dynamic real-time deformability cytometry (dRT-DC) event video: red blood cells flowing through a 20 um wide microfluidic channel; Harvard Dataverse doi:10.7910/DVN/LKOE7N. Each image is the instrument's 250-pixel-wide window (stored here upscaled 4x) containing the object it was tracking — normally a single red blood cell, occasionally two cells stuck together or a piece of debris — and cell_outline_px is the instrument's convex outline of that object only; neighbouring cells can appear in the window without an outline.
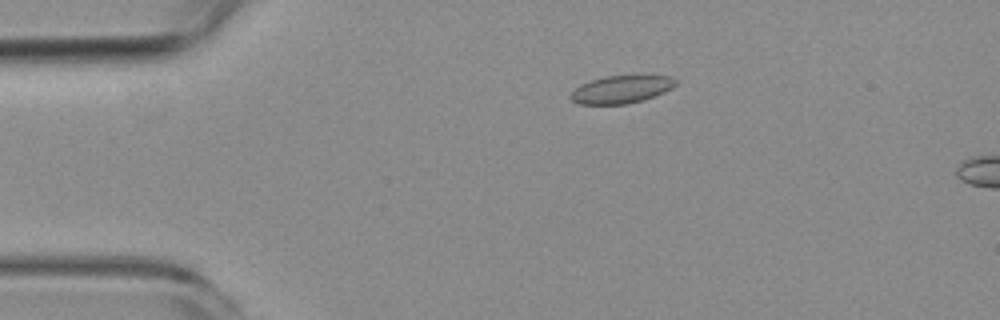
{"species": "common noctule bat (a hibernating species)", "species_latin": "Nyctalus noctula", "temperature_condition": "room temperature", "stored_images_in_passage": 6, "camera_frame_rate_fps": 3000, "um_per_image_px": 0.085, "animal": {"sex": "female", "body_mass_g": 19.3, "forearm_length_mm": 54.1}, "frame": {"image": 1, "passage_image": 4, "time_ms": 3.333, "image_size_px": [1000, 320], "cell_outline_px": [[676, 84], [672, 88], [664, 92], [644, 100], [628, 104], [580, 104], [572, 100], [568, 96], [580, 84], [604, 76], [648, 72], [672, 76], [676, 80]], "centroid_in_image_um": [52.9, 7.54], "position_along_channel_um": 32.1, "area_um2": 17.86}}